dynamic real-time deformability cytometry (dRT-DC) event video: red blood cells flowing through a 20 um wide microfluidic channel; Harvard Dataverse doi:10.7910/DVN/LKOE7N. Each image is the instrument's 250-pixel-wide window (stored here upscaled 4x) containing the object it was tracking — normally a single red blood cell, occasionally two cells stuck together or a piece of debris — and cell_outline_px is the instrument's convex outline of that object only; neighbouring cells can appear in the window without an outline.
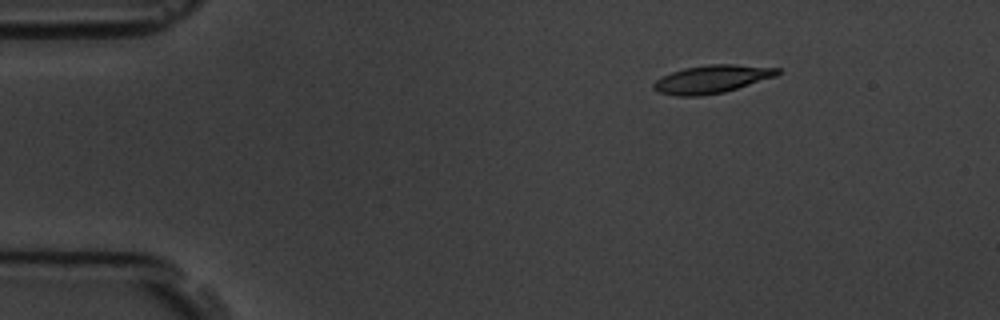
{"species": "common noctule bat (a hibernating species)", "species_latin": "Nyctalus noctula", "temperature_condition": "room temperature", "stored_images_in_passage": 4, "camera_frame_rate_fps": 3000, "um_per_image_px": 0.085, "animal": {"sex": "male", "body_mass_g": 19.5, "forearm_length_mm": 54.6}, "frame": {"image": 1, "passage_image": 1, "time_ms": 0.0, "image_size_px": [1000, 320], "cell_outline_px": [[780, 72], [776, 76], [724, 92], [700, 96], [676, 96], [656, 92], [652, 88], [652, 84], [656, 80], [672, 72], [684, 68], [708, 64], [732, 64], [780, 68]], "centroid_in_image_um": [60.47, 6.73], "position_along_channel_um": 24.5, "area_um2": 20.17}}
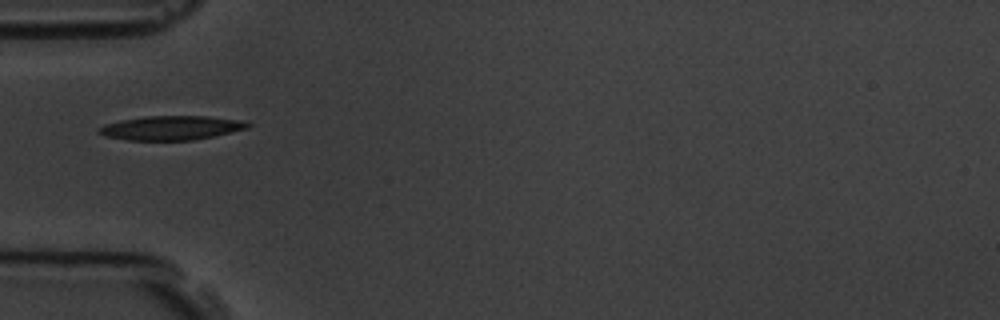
{"frame": {"image": 2, "passage_image": 4, "time_ms": 3.333, "image_size_px": [1000, 320], "cell_outline_px": [[252, 124], [248, 128], [212, 136], [192, 140], [128, 140], [104, 136], [96, 132], [96, 128], [104, 124], [120, 120], [144, 116], [208, 116], [248, 120]], "centroid_in_image_um": [14.55, 10.85], "position_along_channel_um": 70.5, "area_um2": 21.21}}